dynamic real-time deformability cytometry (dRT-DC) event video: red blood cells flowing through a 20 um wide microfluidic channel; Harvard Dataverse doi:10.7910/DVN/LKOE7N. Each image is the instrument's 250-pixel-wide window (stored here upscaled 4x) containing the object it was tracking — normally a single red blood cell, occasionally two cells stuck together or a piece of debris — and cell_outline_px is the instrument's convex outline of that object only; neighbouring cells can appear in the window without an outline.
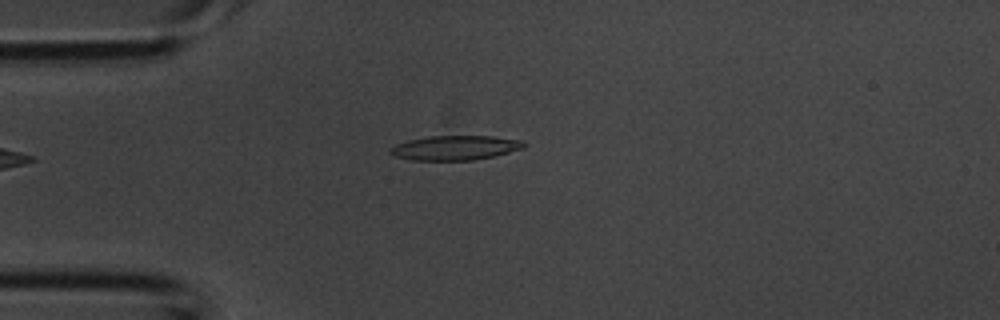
{"species": "common noctule bat (a hibernating species)", "species_latin": "Nyctalus noctula", "temperature_condition": "room temperature", "stored_images_in_passage": 2, "camera_frame_rate_fps": 3000, "um_per_image_px": 0.085, "animal": {"sex": "male", "body_mass_g": 20.1, "forearm_length_mm": 53.5}, "frame": {"image": 1, "passage_image": 2, "time_ms": 0.333, "image_size_px": [1000, 320], "cell_outline_px": [[528, 144], [524, 148], [492, 156], [472, 160], [412, 160], [392, 156], [388, 152], [388, 148], [396, 144], [408, 140], [428, 136], [492, 136], [524, 140]], "centroid_in_image_um": [38.66, 12.55], "position_along_channel_um": 46.3, "area_um2": 19.25}}